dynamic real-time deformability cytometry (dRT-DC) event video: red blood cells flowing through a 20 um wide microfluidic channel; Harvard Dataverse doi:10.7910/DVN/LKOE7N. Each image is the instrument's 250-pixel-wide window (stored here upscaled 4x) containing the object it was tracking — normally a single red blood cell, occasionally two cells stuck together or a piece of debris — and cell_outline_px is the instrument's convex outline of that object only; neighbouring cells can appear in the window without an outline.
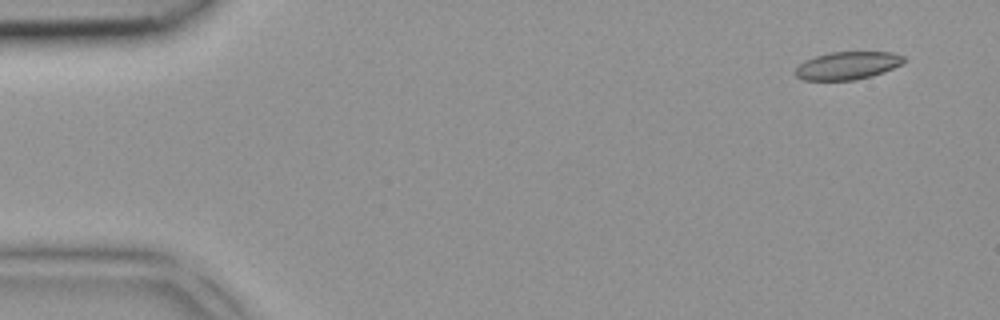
{"species": "common noctule bat (a hibernating species)", "species_latin": "Nyctalus noctula", "temperature_condition": "room temperature", "stored_images_in_passage": 4, "camera_frame_rate_fps": 3000, "um_per_image_px": 0.085, "animal": {"sex": "female", "body_mass_g": 18.4}, "frame": {"image": 1, "passage_image": 1, "time_ms": 0.0, "image_size_px": [1000, 320], "cell_outline_px": [[904, 60], [900, 64], [884, 72], [872, 76], [856, 80], [804, 80], [796, 76], [792, 72], [804, 60], [816, 56], [832, 52], [892, 52], [904, 56]], "centroid_in_image_um": [72.0, 5.58], "position_along_channel_um": 13.0, "area_um2": 17.57}}
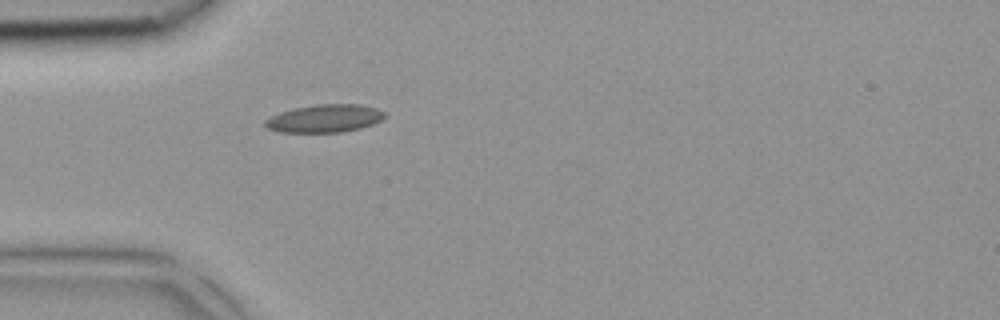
{"frame": {"image": 2, "passage_image": 4, "time_ms": 1.0, "image_size_px": [1000, 320], "cell_outline_px": [[384, 116], [380, 120], [372, 124], [360, 128], [340, 132], [280, 132], [268, 128], [264, 124], [264, 120], [280, 112], [296, 108], [316, 104], [356, 104], [376, 108], [384, 112]], "centroid_in_image_um": [27.57, 10.07], "position_along_channel_um": 57.4, "area_um2": 19.13}}